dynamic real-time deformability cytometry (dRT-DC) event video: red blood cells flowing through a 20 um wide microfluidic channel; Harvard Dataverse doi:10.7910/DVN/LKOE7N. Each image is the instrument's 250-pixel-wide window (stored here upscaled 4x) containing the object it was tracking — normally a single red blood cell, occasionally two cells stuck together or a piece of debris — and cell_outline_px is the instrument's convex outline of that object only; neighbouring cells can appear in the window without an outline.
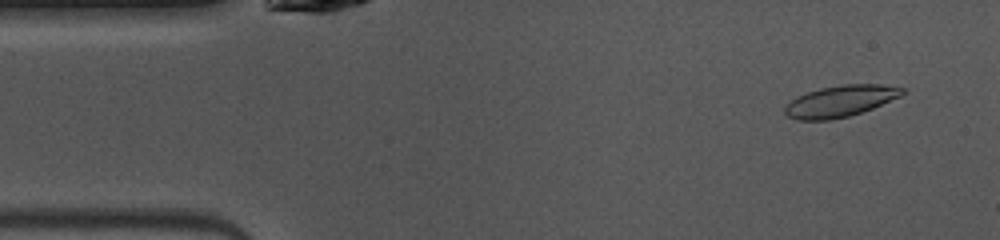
{"species": "common noctule bat (a hibernating species)", "species_latin": "Nyctalus noctula", "temperature_condition": "warm", "stored_images_in_passage": 47, "camera_frame_rate_fps": 3000, "um_per_image_px": 0.085, "animal": {"sex": "female", "body_mass_g": 10.0, "forearm_length_mm": 53.1}, "frame": {"image": 1, "passage_image": 3, "time_ms": 0.667, "image_size_px": [1000, 240], "cell_outline_px": [[904, 92], [900, 96], [872, 108], [848, 116], [828, 120], [796, 120], [788, 116], [784, 112], [784, 108], [796, 96], [820, 88], [840, 84], [880, 84], [904, 88]], "centroid_in_image_um": [71.4, 8.59], "position_along_channel_um": 13.6, "area_um2": 21.27}}
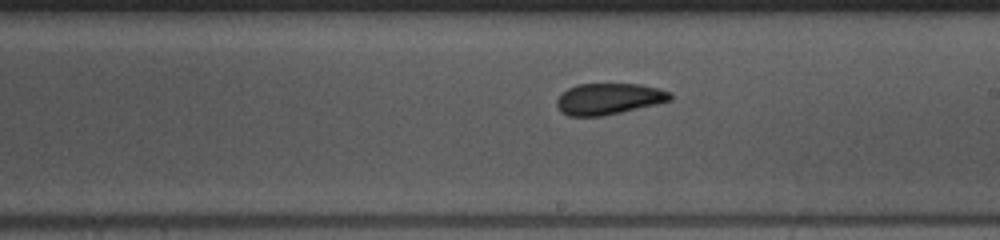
{"frame": {"image": 2, "passage_image": 25, "time_ms": 8.0, "image_size_px": [1000, 240], "cell_outline_px": [[672, 100], [656, 104], [604, 116], [568, 116], [560, 112], [556, 104], [556, 100], [568, 88], [576, 84], [640, 84], [660, 88], [672, 92]], "centroid_in_image_um": [51.76, 8.4], "position_along_channel_um": 237.2, "area_um2": 20.81}}
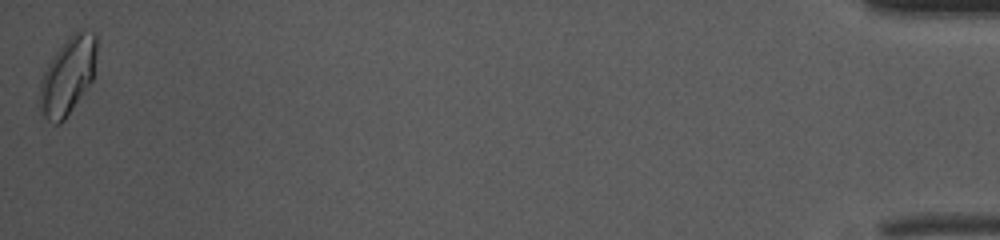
{"frame": {"image": 3, "passage_image": 47, "time_ms": 15.333, "image_size_px": [1000, 240], "cell_outline_px": [[96, 52], [92, 80], [64, 120], [60, 124], [52, 124], [44, 116], [40, 108], [40, 80], [48, 64], [56, 52], [68, 36], [80, 28], [84, 28], [96, 32]], "centroid_in_image_um": [5.77, 6.4], "position_along_channel_um": 429.4, "area_um2": 25.49}, "authors_computed_cell_mechanics": {"area_um2": 20.9814, "velocity_mm_per_s": 4.0586, "shape_relaxation_time_tau1_ms": 6.8203, "shape_relaxation_time_tau2_ms": 1.5612, "deformation_change_tau1": 0.1484, "deformation_change_tau2": 0.0632}}